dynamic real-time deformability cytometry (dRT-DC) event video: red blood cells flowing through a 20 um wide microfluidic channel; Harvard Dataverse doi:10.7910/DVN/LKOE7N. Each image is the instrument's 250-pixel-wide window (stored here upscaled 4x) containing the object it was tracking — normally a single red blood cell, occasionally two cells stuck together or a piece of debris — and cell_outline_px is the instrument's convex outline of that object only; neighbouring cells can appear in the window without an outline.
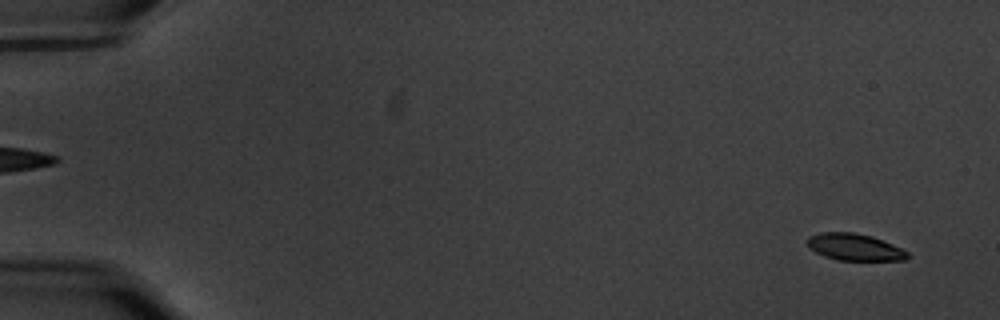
{"species": "common noctule bat (a hibernating species)", "species_latin": "Nyctalus noctula", "temperature_condition": "warm", "stored_images_in_passage": 58, "camera_frame_rate_fps": 3000, "um_per_image_px": 0.085, "animal": {"sex": "male", "body_mass_g": 20.1, "forearm_length_mm": 53.5}, "frame": {"image": 1, "passage_image": 3, "time_ms": 0.667, "image_size_px": [1000, 320], "cell_outline_px": [[908, 256], [904, 260], [840, 260], [824, 256], [808, 248], [808, 236], [820, 232], [852, 232], [872, 236], [892, 244], [908, 252]], "centroid_in_image_um": [72.61, 20.99], "position_along_channel_um": 12.4, "area_um2": 15.55}}
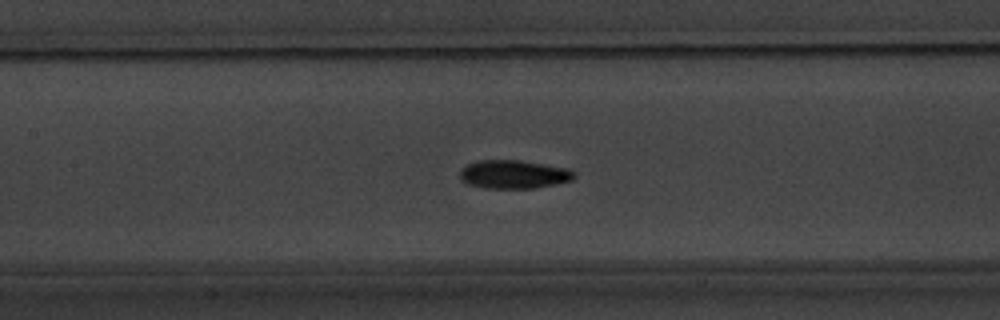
{"frame": {"image": 2, "passage_image": 28, "time_ms": 9.0, "image_size_px": [1000, 320], "cell_outline_px": [[576, 176], [572, 180], [556, 184], [536, 188], [484, 188], [468, 184], [460, 176], [460, 172], [468, 164], [476, 160], [520, 160], [568, 168], [576, 172]], "centroid_in_image_um": [43.72, 14.82], "position_along_channel_um": 163.7, "area_um2": 18.96}}
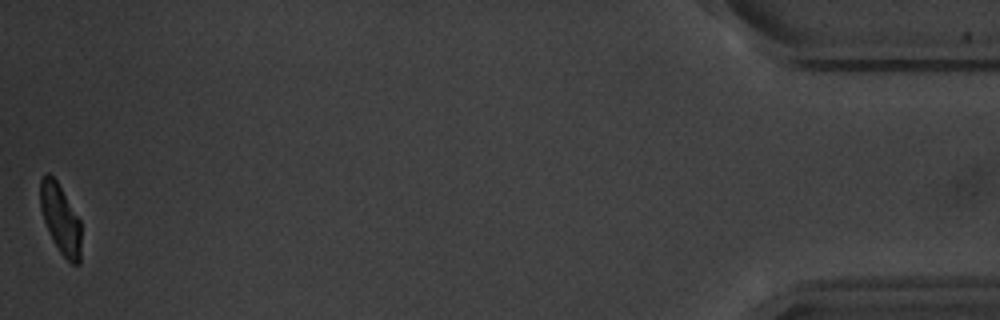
{"frame": {"image": 3, "passage_image": 58, "time_ms": 19.0, "image_size_px": [1000, 320], "cell_outline_px": [[80, 264], [72, 264], [60, 252], [52, 240], [44, 220], [40, 208], [40, 180], [48, 172], [56, 180], [80, 220]], "centroid_in_image_um": [5.13, 18.62], "position_along_channel_um": 430.1, "area_um2": 16.3}, "authors_computed_cell_mechanics": {"area_um2": 17.8024, "velocity_mm_per_s": 3.5294, "shape_relaxation_time_tau1_ms": 2.749, "shape_relaxation_time_tau2_ms": 3.8849, "deformation_change_tau1": 0.1456, "deformation_change_tau2": 0.0628}}